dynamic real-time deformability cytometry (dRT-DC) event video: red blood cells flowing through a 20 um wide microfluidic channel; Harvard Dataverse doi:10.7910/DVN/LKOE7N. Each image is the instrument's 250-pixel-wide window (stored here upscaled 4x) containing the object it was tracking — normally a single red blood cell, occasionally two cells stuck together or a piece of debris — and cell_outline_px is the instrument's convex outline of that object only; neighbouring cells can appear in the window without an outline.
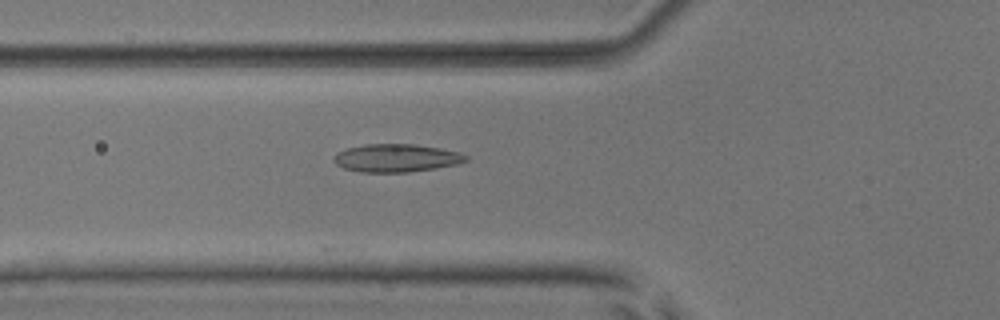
{"species": "common noctule bat (a hibernating species)", "species_latin": "Nyctalus noctula", "temperature_condition": "room temperature", "stored_images_in_passage": 40, "camera_frame_rate_fps": 3000, "um_per_image_px": 0.085, "animal": {"sex": "male", "body_mass_g": 17.9, "forearm_length_mm": 54.2}, "frame": {"image": 1, "passage_image": 8, "time_ms": 2.333, "image_size_px": [1000, 320], "cell_outline_px": [[468, 160], [456, 164], [436, 168], [408, 172], [360, 172], [344, 168], [336, 164], [332, 160], [332, 156], [336, 152], [348, 148], [364, 144], [416, 144], [440, 148], [460, 152], [468, 156]], "centroid_in_image_um": [33.66, 13.42], "position_along_channel_um": 92.1, "area_um2": 21.68}}
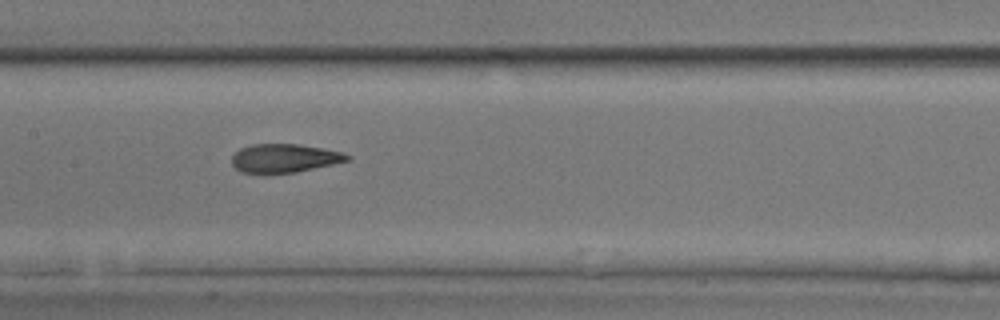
{"frame": {"image": 2, "passage_image": 15, "time_ms": 4.667, "image_size_px": [1000, 320], "cell_outline_px": [[352, 160], [296, 172], [264, 176], [240, 172], [232, 164], [232, 156], [240, 148], [252, 144], [300, 144], [344, 152], [352, 156]], "centroid_in_image_um": [24.17, 13.48], "position_along_channel_um": 183.2, "area_um2": 19.94}}
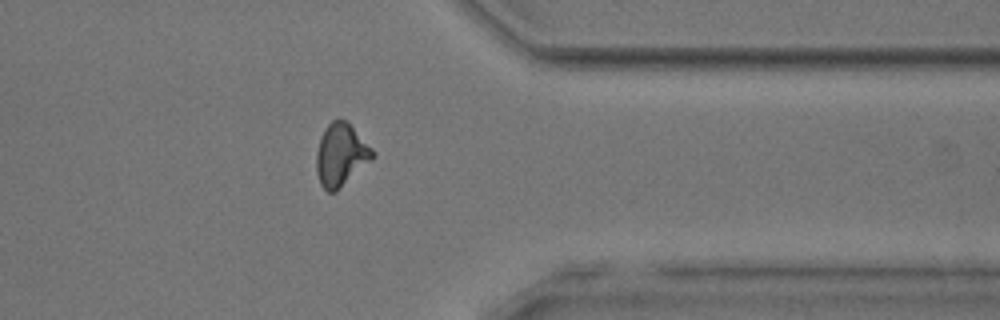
{"frame": {"image": 3, "passage_image": 31, "time_ms": 10.0, "image_size_px": [1000, 320], "cell_outline_px": [[376, 156], [336, 192], [328, 192], [320, 184], [316, 168], [316, 152], [324, 128], [332, 120], [348, 120], [376, 152]], "centroid_in_image_um": [29.0, 13.15], "position_along_channel_um": 382.4, "area_um2": 20.69}, "authors_computed_cell_mechanics": {"area_um2": 19.652, "velocity_mm_per_s": 3.8984, "shape_relaxation_time_tau1_ms": 6.1356, "shape_relaxation_time_tau2_ms": 2.0184, "deformation_change_tau1": 0.1582, "deformation_change_tau2": 0.0998}}